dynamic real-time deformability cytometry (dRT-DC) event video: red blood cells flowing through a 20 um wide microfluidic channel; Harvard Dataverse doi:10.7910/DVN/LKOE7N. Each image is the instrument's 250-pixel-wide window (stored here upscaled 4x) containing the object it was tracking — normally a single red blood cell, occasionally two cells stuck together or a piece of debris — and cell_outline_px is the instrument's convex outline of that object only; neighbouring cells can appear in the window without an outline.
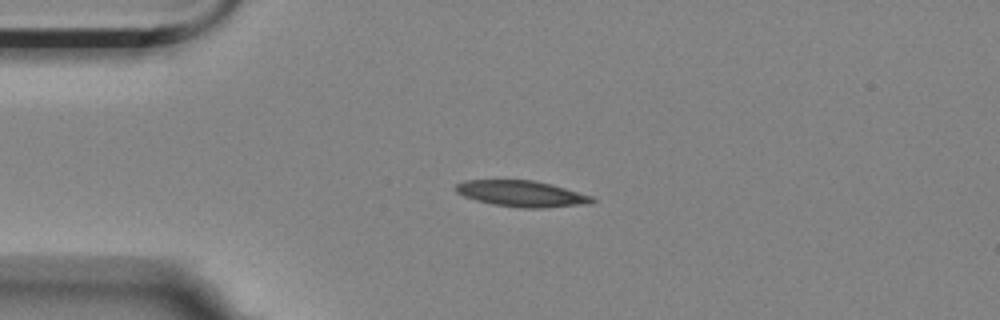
{"species": "Egyptian fruit bat (a non-hibernating species)", "species_latin": "Rousettus aegyptiacus", "temperature_condition": "room temperature", "stored_images_in_passage": 44, "camera_frame_rate_fps": 3000, "um_per_image_px": 0.085, "animal": {"sex": "female"}, "frame": {"image": 1, "passage_image": 1, "time_ms": 0.0, "image_size_px": [1000, 320], "cell_outline_px": [[596, 200], [588, 204], [544, 208], [524, 208], [492, 204], [476, 200], [464, 196], [456, 192], [456, 184], [464, 180], [532, 180], [552, 184], [592, 196]], "centroid_in_image_um": [44.35, 16.46], "position_along_channel_um": 40.7, "area_um2": 20.69}}
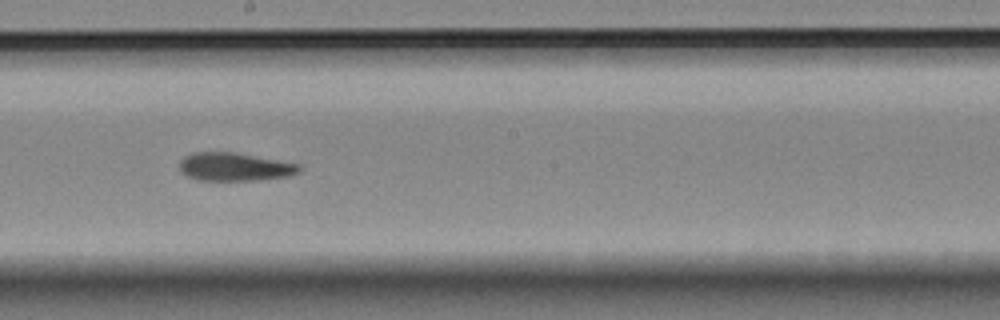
{"frame": {"image": 2, "passage_image": 19, "time_ms": 6.0, "image_size_px": [1000, 320], "cell_outline_px": [[304, 168], [300, 172], [292, 176], [260, 180], [196, 180], [180, 172], [180, 160], [184, 156], [192, 152], [236, 152], [300, 164]], "centroid_in_image_um": [19.99, 14.18], "position_along_channel_um": 228.2, "area_um2": 20.06}}
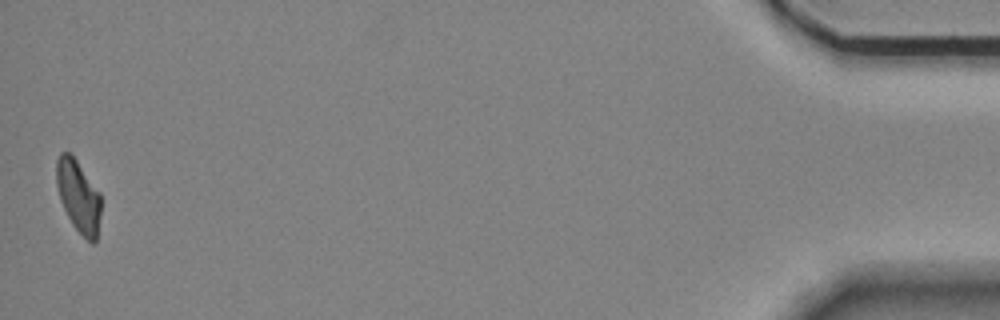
{"frame": {"image": 3, "passage_image": 44, "time_ms": 14.333, "image_size_px": [1000, 320], "cell_outline_px": [[100, 216], [96, 240], [92, 244], [72, 224], [60, 200], [56, 184], [56, 160], [60, 152], [72, 152], [100, 192]], "centroid_in_image_um": [6.65, 16.6], "position_along_channel_um": 428.5, "area_um2": 18.84}, "authors_computed_cell_mechanics": {"area_um2": 20.0855, "velocity_mm_per_s": 3.5012, "shape_relaxation_time_tau1_ms": null, "shape_relaxation_time_tau2_ms": 6.7264, "deformation_change_tau1": null, "deformation_change_tau2": 0.1524}}